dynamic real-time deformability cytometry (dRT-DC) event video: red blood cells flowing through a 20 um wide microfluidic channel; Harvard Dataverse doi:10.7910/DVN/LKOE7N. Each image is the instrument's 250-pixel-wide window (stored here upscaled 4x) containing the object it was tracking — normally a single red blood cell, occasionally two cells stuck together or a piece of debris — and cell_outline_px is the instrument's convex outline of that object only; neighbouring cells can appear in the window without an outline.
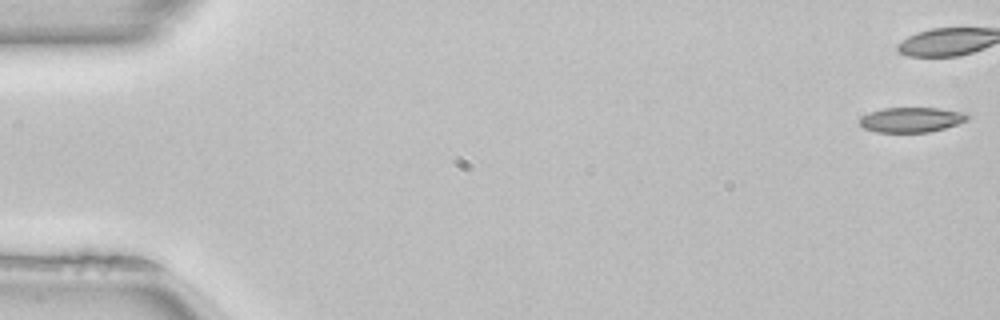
{"species": "common noctule bat (a hibernating species)", "species_latin": "Nyctalus noctula", "temperature_condition": "room temperature", "stored_images_in_passage": 40, "camera_frame_rate_fps": 3000, "um_per_image_px": 0.085, "animal": {"sex": "female", "body_mass_g": 22.7, "forearm_length_mm": 54.2}, "frame": {"image": 1, "passage_image": 1, "time_ms": 0.0, "image_size_px": [1000, 320], "cell_outline_px": [[968, 120], [944, 128], [928, 132], [876, 132], [864, 128], [860, 124], [860, 116], [868, 112], [884, 108], [940, 108], [964, 112], [968, 116]], "centroid_in_image_um": [77.44, 10.17], "position_along_channel_um": 7.6, "area_um2": 15.66}}